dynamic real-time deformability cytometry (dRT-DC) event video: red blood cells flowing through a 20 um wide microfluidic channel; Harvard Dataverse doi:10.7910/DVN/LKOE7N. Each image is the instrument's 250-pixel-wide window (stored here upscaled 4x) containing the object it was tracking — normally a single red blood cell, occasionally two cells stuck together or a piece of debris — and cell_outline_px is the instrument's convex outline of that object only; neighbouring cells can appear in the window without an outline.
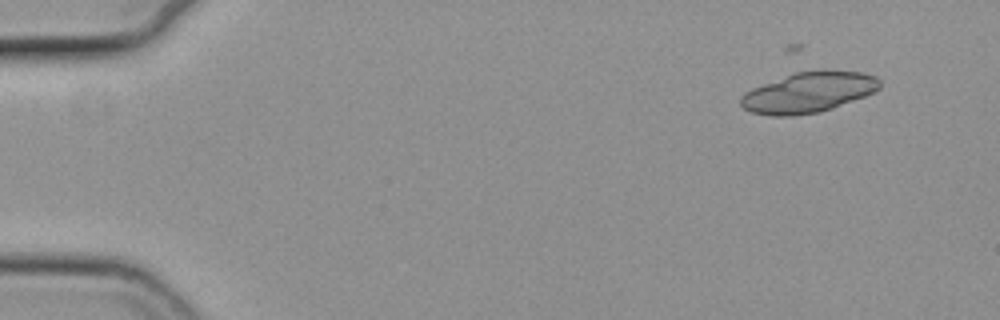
{"species": "common noctule bat (a hibernating species)", "species_latin": "Nyctalus noctula", "temperature_condition": "cold", "stored_images_in_passage": 13, "camera_frame_rate_fps": 3000, "um_per_image_px": 0.085, "animal": {"sex": "female", "body_mass_g": 19.3, "forearm_length_mm": 54.1}, "frame": {"image": 1, "passage_image": 4, "time_ms": 1.0, "image_size_px": [1000, 320], "cell_outline_px": [[880, 88], [876, 92], [832, 108], [820, 112], [792, 116], [772, 116], [752, 112], [744, 108], [740, 104], [740, 96], [744, 92], [752, 88], [796, 72], [860, 72], [876, 76], [880, 80]], "centroid_in_image_um": [68.71, 7.89], "position_along_channel_um": 16.3, "area_um2": 32.19}}